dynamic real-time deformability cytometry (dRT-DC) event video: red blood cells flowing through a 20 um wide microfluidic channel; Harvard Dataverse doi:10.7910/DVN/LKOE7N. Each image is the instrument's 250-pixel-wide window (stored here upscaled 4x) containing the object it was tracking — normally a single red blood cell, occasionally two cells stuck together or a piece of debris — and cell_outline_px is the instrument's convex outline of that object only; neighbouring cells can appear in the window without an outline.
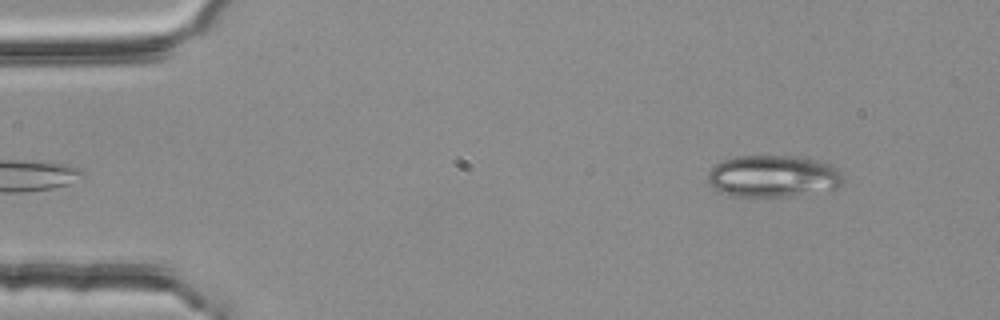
{"species": "common noctule bat (a hibernating species)", "species_latin": "Nyctalus noctula", "temperature_condition": "room temperature", "stored_images_in_passage": 3, "camera_frame_rate_fps": 3000, "um_per_image_px": 0.085, "animal": {"sex": "female", "body_mass_g": 25.1}, "frame": {"image": 1, "passage_image": 3, "time_ms": 0.667, "image_size_px": [1000, 320], "cell_outline_px": [[844, 176], [840, 184], [836, 188], [784, 196], [732, 196], [720, 192], [712, 188], [708, 184], [708, 172], [716, 164], [724, 160], [736, 156], [800, 156], [832, 164]], "centroid_in_image_um": [65.68, 14.96], "position_along_channel_um": 19.3, "area_um2": 32.89}}